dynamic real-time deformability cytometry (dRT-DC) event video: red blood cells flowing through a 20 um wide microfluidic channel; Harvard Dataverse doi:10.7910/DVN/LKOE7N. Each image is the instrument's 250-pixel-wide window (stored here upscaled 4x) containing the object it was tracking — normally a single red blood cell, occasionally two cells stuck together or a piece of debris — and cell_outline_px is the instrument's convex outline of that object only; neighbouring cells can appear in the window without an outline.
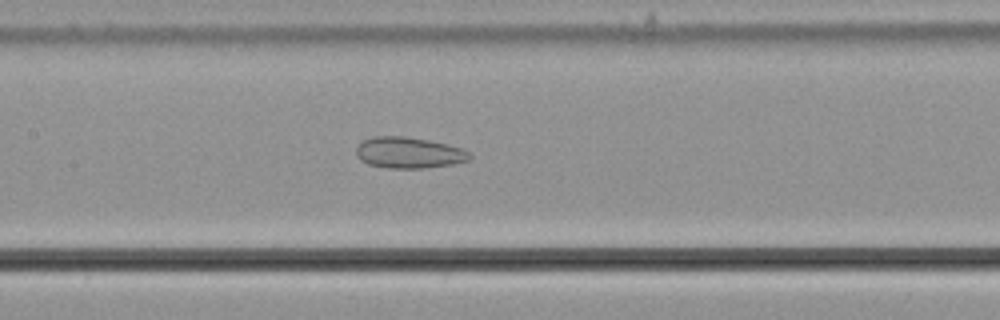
{"species": "common noctule bat (a hibernating species)", "species_latin": "Nyctalus noctula", "temperature_condition": "cold", "stored_images_in_passage": 49, "camera_frame_rate_fps": 3000, "um_per_image_px": 0.085, "animal": {"sex": "male", "body_mass_g": 21.5, "forearm_length_mm": 52.0}, "frame": {"image": 1, "passage_image": 20, "time_ms": 6.333, "image_size_px": [1000, 320], "cell_outline_px": [[472, 156], [468, 160], [452, 164], [424, 168], [388, 168], [368, 164], [360, 160], [356, 156], [356, 148], [364, 140], [372, 136], [404, 136], [428, 140], [460, 148], [468, 152]], "centroid_in_image_um": [34.7, 12.98], "position_along_channel_um": 172.7, "area_um2": 20.4}}
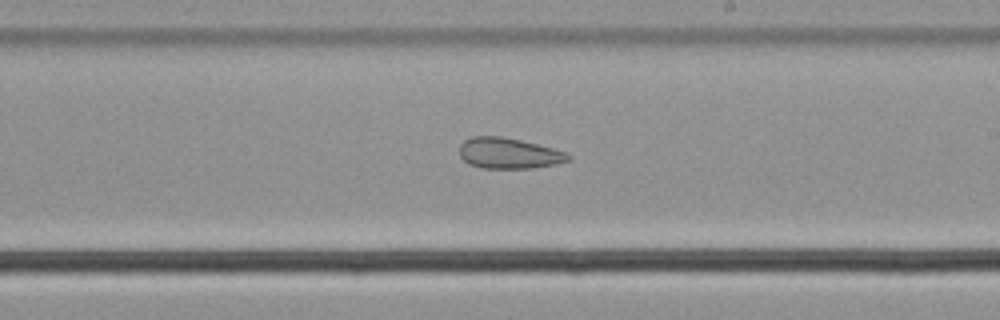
{"frame": {"image": 2, "passage_image": 26, "time_ms": 8.333, "image_size_px": [1000, 320], "cell_outline_px": [[572, 160], [556, 164], [532, 168], [484, 168], [468, 164], [460, 156], [460, 144], [464, 140], [472, 136], [500, 136], [520, 140], [552, 148], [564, 152], [572, 156]], "centroid_in_image_um": [43.24, 13.03], "position_along_channel_um": 245.8, "area_um2": 19.48}}
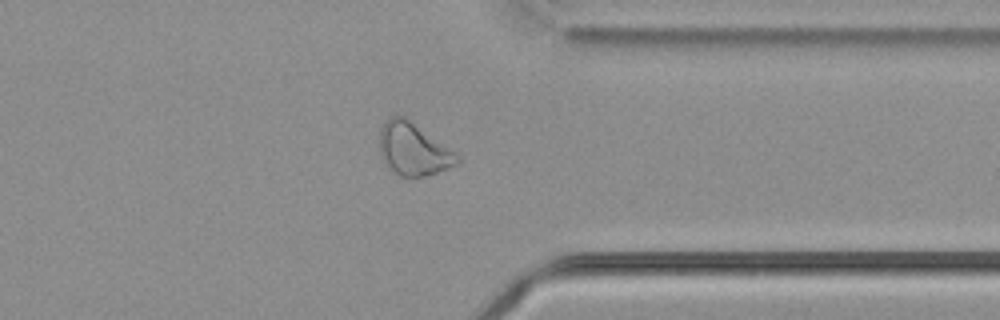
{"frame": {"image": 3, "passage_image": 37, "time_ms": 12.0, "image_size_px": [1000, 320], "cell_outline_px": [[460, 164], [424, 176], [400, 176], [392, 172], [388, 168], [380, 156], [380, 128], [392, 116], [404, 116], [460, 156]], "centroid_in_image_um": [35.12, 12.71], "position_along_channel_um": 376.3, "area_um2": 23.41}, "authors_computed_cell_mechanics": {"area_um2": 24.3338, "velocity_mm_per_s": 3.6642, "shape_relaxation_time_tau1_ms": null, "shape_relaxation_time_tau2_ms": 2.9316, "deformation_change_tau1": null, "deformation_change_tau2": 0.1058}}